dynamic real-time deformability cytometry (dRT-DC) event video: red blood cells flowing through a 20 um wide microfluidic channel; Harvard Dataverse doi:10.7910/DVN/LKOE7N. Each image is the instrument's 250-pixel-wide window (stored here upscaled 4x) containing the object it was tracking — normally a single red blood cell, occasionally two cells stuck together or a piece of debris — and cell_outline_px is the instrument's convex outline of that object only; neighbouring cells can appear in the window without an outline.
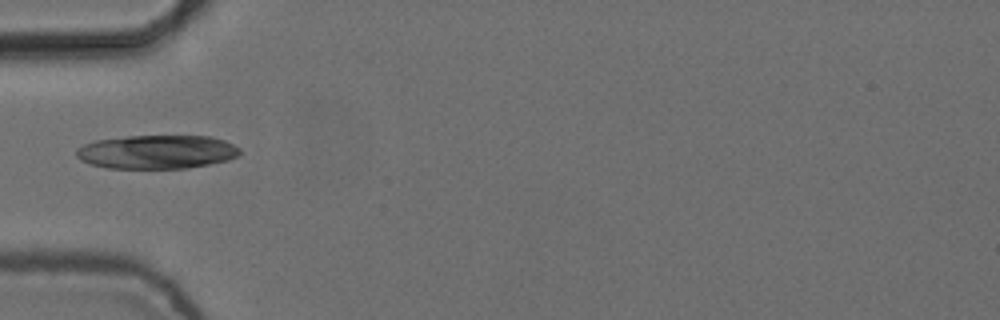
{"species": "common noctule bat (a hibernating species)", "species_latin": "Nyctalus noctula", "temperature_condition": "cold", "stored_images_in_passage": 5, "camera_frame_rate_fps": 3000, "um_per_image_px": 0.085, "animal": {"sex": "female", "body_mass_g": 24.6, "forearm_length_mm": 56.2}, "frame": {"image": 1, "passage_image": 5, "time_ms": 1.333, "image_size_px": [1000, 320], "cell_outline_px": [[240, 156], [228, 160], [188, 168], [108, 168], [88, 164], [80, 160], [76, 156], [76, 148], [84, 144], [96, 140], [128, 136], [212, 136], [224, 140], [240, 148]], "centroid_in_image_um": [13.32, 12.91], "position_along_channel_um": 71.7, "area_um2": 32.31}}